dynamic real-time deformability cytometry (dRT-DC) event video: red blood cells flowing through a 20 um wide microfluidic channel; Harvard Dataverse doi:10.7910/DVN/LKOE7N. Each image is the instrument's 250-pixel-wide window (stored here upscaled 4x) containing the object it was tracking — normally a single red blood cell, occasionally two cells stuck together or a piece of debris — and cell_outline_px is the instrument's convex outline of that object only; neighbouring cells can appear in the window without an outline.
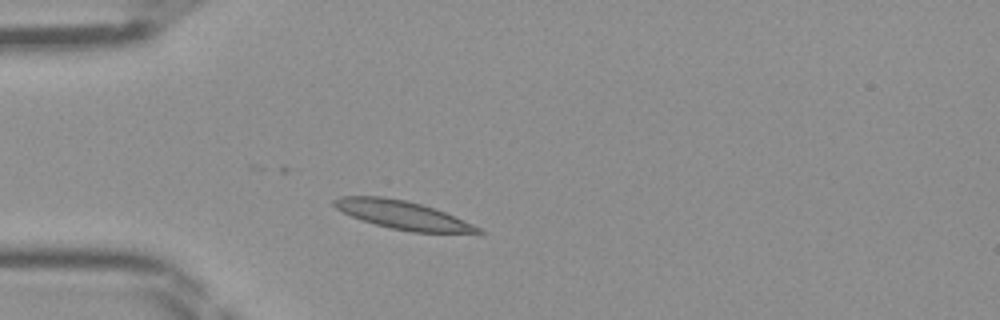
{"species": "Egyptian fruit bat (a non-hibernating species)", "species_latin": "Rousettus aegyptiacus", "temperature_condition": "room temperature", "stored_images_in_passage": 26, "camera_frame_rate_fps": 3000, "um_per_image_px": 0.085, "frame": {"image": 1, "passage_image": 1, "time_ms": 0.0, "image_size_px": [1000, 320], "cell_outline_px": [[484, 232], [412, 232], [392, 228], [360, 220], [336, 208], [332, 204], [332, 200], [340, 196], [380, 196], [404, 200], [420, 204], [444, 212], [472, 224], [480, 228]], "centroid_in_image_um": [34.13, 18.26], "position_along_channel_um": 50.9, "area_um2": 23.12}}
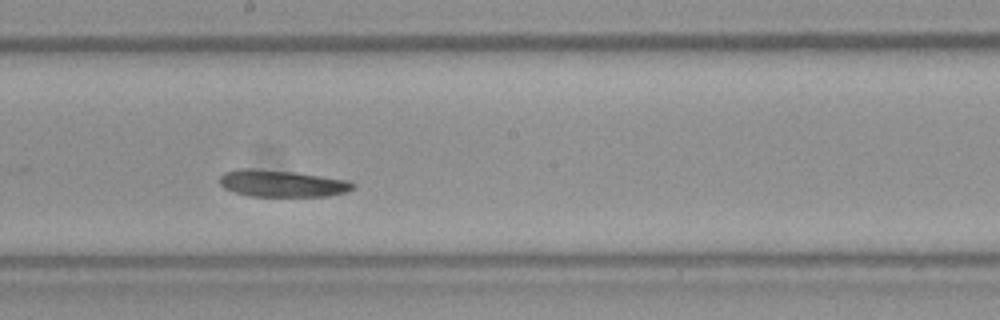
{"frame": {"image": 2, "passage_image": 14, "time_ms": 4.333, "image_size_px": [1000, 320], "cell_outline_px": [[356, 184], [348, 192], [328, 196], [248, 196], [232, 192], [224, 188], [220, 184], [220, 176], [224, 172], [240, 168], [256, 168], [296, 172], [348, 180]], "centroid_in_image_um": [23.95, 15.59], "position_along_channel_um": 224.3, "area_um2": 21.1}}
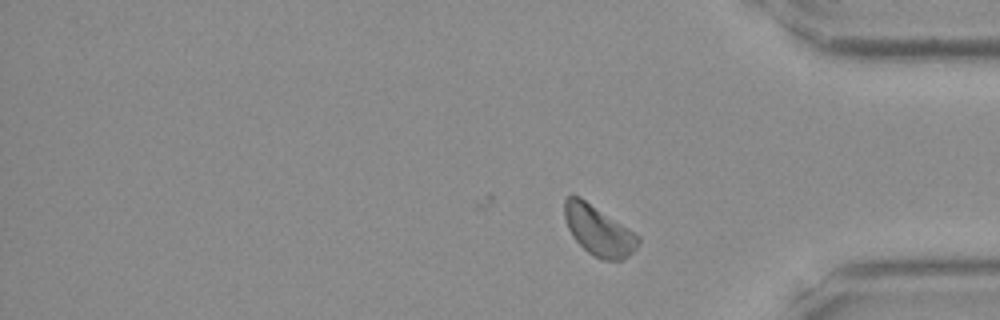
{"frame": {"image": 3, "passage_image": 26, "time_ms": 8.333, "image_size_px": [1000, 320], "cell_outline_px": [[640, 244], [624, 260], [600, 260], [588, 252], [572, 236], [568, 228], [564, 216], [564, 200], [568, 196], [580, 196], [640, 236]], "centroid_in_image_um": [50.88, 19.61], "position_along_channel_um": 384.3, "area_um2": 21.39}}